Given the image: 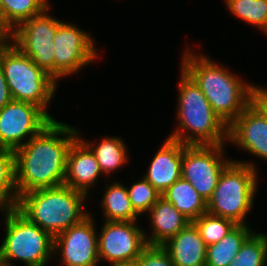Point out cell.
Listing matches in <instances>:
<instances>
[{"mask_svg": "<svg viewBox=\"0 0 267 266\" xmlns=\"http://www.w3.org/2000/svg\"><path fill=\"white\" fill-rule=\"evenodd\" d=\"M78 134L76 128L53 120L14 151L18 199L26 192L64 184L68 152Z\"/></svg>", "mask_w": 267, "mask_h": 266, "instance_id": "cell-1", "label": "cell"}, {"mask_svg": "<svg viewBox=\"0 0 267 266\" xmlns=\"http://www.w3.org/2000/svg\"><path fill=\"white\" fill-rule=\"evenodd\" d=\"M186 51L181 68L199 86L214 112L229 126L251 103L253 84L245 83L204 54L195 55L190 49Z\"/></svg>", "mask_w": 267, "mask_h": 266, "instance_id": "cell-2", "label": "cell"}, {"mask_svg": "<svg viewBox=\"0 0 267 266\" xmlns=\"http://www.w3.org/2000/svg\"><path fill=\"white\" fill-rule=\"evenodd\" d=\"M180 69L176 112L179 128L173 131L169 138L185 145L225 144V141H228V126L214 112L194 80Z\"/></svg>", "mask_w": 267, "mask_h": 266, "instance_id": "cell-3", "label": "cell"}, {"mask_svg": "<svg viewBox=\"0 0 267 266\" xmlns=\"http://www.w3.org/2000/svg\"><path fill=\"white\" fill-rule=\"evenodd\" d=\"M86 194L67 185L22 194L16 208L53 238L89 215L84 212Z\"/></svg>", "mask_w": 267, "mask_h": 266, "instance_id": "cell-4", "label": "cell"}, {"mask_svg": "<svg viewBox=\"0 0 267 266\" xmlns=\"http://www.w3.org/2000/svg\"><path fill=\"white\" fill-rule=\"evenodd\" d=\"M9 41H0V60L13 100L34 104L56 120L47 108L56 92L57 81Z\"/></svg>", "mask_w": 267, "mask_h": 266, "instance_id": "cell-5", "label": "cell"}, {"mask_svg": "<svg viewBox=\"0 0 267 266\" xmlns=\"http://www.w3.org/2000/svg\"><path fill=\"white\" fill-rule=\"evenodd\" d=\"M1 211L6 214V235L0 245V266H14L15 259L26 266H45L54 254V238L16 207Z\"/></svg>", "mask_w": 267, "mask_h": 266, "instance_id": "cell-6", "label": "cell"}, {"mask_svg": "<svg viewBox=\"0 0 267 266\" xmlns=\"http://www.w3.org/2000/svg\"><path fill=\"white\" fill-rule=\"evenodd\" d=\"M257 170L246 161H231L222 171L211 198L207 212L246 224L245 217L253 206L257 189Z\"/></svg>", "mask_w": 267, "mask_h": 266, "instance_id": "cell-7", "label": "cell"}, {"mask_svg": "<svg viewBox=\"0 0 267 266\" xmlns=\"http://www.w3.org/2000/svg\"><path fill=\"white\" fill-rule=\"evenodd\" d=\"M46 8L41 14L20 23L8 34L11 40L26 56L54 78L53 40L59 19L48 15ZM14 41V42H13Z\"/></svg>", "mask_w": 267, "mask_h": 266, "instance_id": "cell-8", "label": "cell"}, {"mask_svg": "<svg viewBox=\"0 0 267 266\" xmlns=\"http://www.w3.org/2000/svg\"><path fill=\"white\" fill-rule=\"evenodd\" d=\"M223 147L224 144L183 147L181 177L190 182L206 202L211 198L222 171L232 161L223 159Z\"/></svg>", "mask_w": 267, "mask_h": 266, "instance_id": "cell-9", "label": "cell"}, {"mask_svg": "<svg viewBox=\"0 0 267 266\" xmlns=\"http://www.w3.org/2000/svg\"><path fill=\"white\" fill-rule=\"evenodd\" d=\"M94 39L75 25L62 22L56 30L54 48V79L78 72L97 59ZM96 58V59H95Z\"/></svg>", "mask_w": 267, "mask_h": 266, "instance_id": "cell-10", "label": "cell"}, {"mask_svg": "<svg viewBox=\"0 0 267 266\" xmlns=\"http://www.w3.org/2000/svg\"><path fill=\"white\" fill-rule=\"evenodd\" d=\"M52 121L40 107L12 100L0 109V148L15 151Z\"/></svg>", "mask_w": 267, "mask_h": 266, "instance_id": "cell-11", "label": "cell"}, {"mask_svg": "<svg viewBox=\"0 0 267 266\" xmlns=\"http://www.w3.org/2000/svg\"><path fill=\"white\" fill-rule=\"evenodd\" d=\"M136 221H105L98 235L99 259L110 263L137 260L147 246Z\"/></svg>", "mask_w": 267, "mask_h": 266, "instance_id": "cell-12", "label": "cell"}, {"mask_svg": "<svg viewBox=\"0 0 267 266\" xmlns=\"http://www.w3.org/2000/svg\"><path fill=\"white\" fill-rule=\"evenodd\" d=\"M53 250L64 266H97L98 233L91 215L55 236Z\"/></svg>", "mask_w": 267, "mask_h": 266, "instance_id": "cell-13", "label": "cell"}, {"mask_svg": "<svg viewBox=\"0 0 267 266\" xmlns=\"http://www.w3.org/2000/svg\"><path fill=\"white\" fill-rule=\"evenodd\" d=\"M228 141L267 161V120L252 103L228 126Z\"/></svg>", "mask_w": 267, "mask_h": 266, "instance_id": "cell-14", "label": "cell"}, {"mask_svg": "<svg viewBox=\"0 0 267 266\" xmlns=\"http://www.w3.org/2000/svg\"><path fill=\"white\" fill-rule=\"evenodd\" d=\"M184 146L180 141L166 138L143 176L161 195L181 178Z\"/></svg>", "mask_w": 267, "mask_h": 266, "instance_id": "cell-15", "label": "cell"}, {"mask_svg": "<svg viewBox=\"0 0 267 266\" xmlns=\"http://www.w3.org/2000/svg\"><path fill=\"white\" fill-rule=\"evenodd\" d=\"M101 173L94 153L78 137L68 152L64 185L87 195Z\"/></svg>", "mask_w": 267, "mask_h": 266, "instance_id": "cell-16", "label": "cell"}, {"mask_svg": "<svg viewBox=\"0 0 267 266\" xmlns=\"http://www.w3.org/2000/svg\"><path fill=\"white\" fill-rule=\"evenodd\" d=\"M161 246L168 252L174 266L206 265L207 245L193 222Z\"/></svg>", "mask_w": 267, "mask_h": 266, "instance_id": "cell-17", "label": "cell"}, {"mask_svg": "<svg viewBox=\"0 0 267 266\" xmlns=\"http://www.w3.org/2000/svg\"><path fill=\"white\" fill-rule=\"evenodd\" d=\"M148 213L153 231L150 238L145 235L147 245H163L191 222L162 196Z\"/></svg>", "mask_w": 267, "mask_h": 266, "instance_id": "cell-18", "label": "cell"}, {"mask_svg": "<svg viewBox=\"0 0 267 266\" xmlns=\"http://www.w3.org/2000/svg\"><path fill=\"white\" fill-rule=\"evenodd\" d=\"M161 196L172 203L191 222L207 212V202L192 184L182 177L167 188Z\"/></svg>", "mask_w": 267, "mask_h": 266, "instance_id": "cell-19", "label": "cell"}, {"mask_svg": "<svg viewBox=\"0 0 267 266\" xmlns=\"http://www.w3.org/2000/svg\"><path fill=\"white\" fill-rule=\"evenodd\" d=\"M247 224H237L219 242L207 246L205 266H228L244 241L254 232Z\"/></svg>", "mask_w": 267, "mask_h": 266, "instance_id": "cell-20", "label": "cell"}, {"mask_svg": "<svg viewBox=\"0 0 267 266\" xmlns=\"http://www.w3.org/2000/svg\"><path fill=\"white\" fill-rule=\"evenodd\" d=\"M49 6L48 0H1L0 26L9 34L20 23L41 14Z\"/></svg>", "mask_w": 267, "mask_h": 266, "instance_id": "cell-21", "label": "cell"}, {"mask_svg": "<svg viewBox=\"0 0 267 266\" xmlns=\"http://www.w3.org/2000/svg\"><path fill=\"white\" fill-rule=\"evenodd\" d=\"M106 188L101 201L106 221H137L139 215L132 207L127 187L115 182Z\"/></svg>", "mask_w": 267, "mask_h": 266, "instance_id": "cell-22", "label": "cell"}, {"mask_svg": "<svg viewBox=\"0 0 267 266\" xmlns=\"http://www.w3.org/2000/svg\"><path fill=\"white\" fill-rule=\"evenodd\" d=\"M94 153L102 174H109L122 168L128 161V152L124 140L119 137L103 138L98 146L82 140ZM94 147V148H93Z\"/></svg>", "mask_w": 267, "mask_h": 266, "instance_id": "cell-23", "label": "cell"}, {"mask_svg": "<svg viewBox=\"0 0 267 266\" xmlns=\"http://www.w3.org/2000/svg\"><path fill=\"white\" fill-rule=\"evenodd\" d=\"M18 193L15 182V153L0 148V210L15 208Z\"/></svg>", "mask_w": 267, "mask_h": 266, "instance_id": "cell-24", "label": "cell"}, {"mask_svg": "<svg viewBox=\"0 0 267 266\" xmlns=\"http://www.w3.org/2000/svg\"><path fill=\"white\" fill-rule=\"evenodd\" d=\"M267 234L253 232L228 266H266Z\"/></svg>", "mask_w": 267, "mask_h": 266, "instance_id": "cell-25", "label": "cell"}, {"mask_svg": "<svg viewBox=\"0 0 267 266\" xmlns=\"http://www.w3.org/2000/svg\"><path fill=\"white\" fill-rule=\"evenodd\" d=\"M226 7L239 19L263 30L267 28V0H225Z\"/></svg>", "mask_w": 267, "mask_h": 266, "instance_id": "cell-26", "label": "cell"}, {"mask_svg": "<svg viewBox=\"0 0 267 266\" xmlns=\"http://www.w3.org/2000/svg\"><path fill=\"white\" fill-rule=\"evenodd\" d=\"M206 245L219 242L237 224L228 218L203 213L193 221Z\"/></svg>", "mask_w": 267, "mask_h": 266, "instance_id": "cell-27", "label": "cell"}, {"mask_svg": "<svg viewBox=\"0 0 267 266\" xmlns=\"http://www.w3.org/2000/svg\"><path fill=\"white\" fill-rule=\"evenodd\" d=\"M133 209L138 215L149 212L161 194L142 176V179L127 187Z\"/></svg>", "mask_w": 267, "mask_h": 266, "instance_id": "cell-28", "label": "cell"}, {"mask_svg": "<svg viewBox=\"0 0 267 266\" xmlns=\"http://www.w3.org/2000/svg\"><path fill=\"white\" fill-rule=\"evenodd\" d=\"M136 261L138 266H174L168 252L161 245H147Z\"/></svg>", "mask_w": 267, "mask_h": 266, "instance_id": "cell-29", "label": "cell"}, {"mask_svg": "<svg viewBox=\"0 0 267 266\" xmlns=\"http://www.w3.org/2000/svg\"><path fill=\"white\" fill-rule=\"evenodd\" d=\"M251 103L263 114L267 120V89L253 85Z\"/></svg>", "mask_w": 267, "mask_h": 266, "instance_id": "cell-30", "label": "cell"}, {"mask_svg": "<svg viewBox=\"0 0 267 266\" xmlns=\"http://www.w3.org/2000/svg\"><path fill=\"white\" fill-rule=\"evenodd\" d=\"M13 100L7 81L3 73V65L0 60V109Z\"/></svg>", "mask_w": 267, "mask_h": 266, "instance_id": "cell-31", "label": "cell"}, {"mask_svg": "<svg viewBox=\"0 0 267 266\" xmlns=\"http://www.w3.org/2000/svg\"><path fill=\"white\" fill-rule=\"evenodd\" d=\"M110 266H138V263L136 260L129 261V262H114V263H111Z\"/></svg>", "mask_w": 267, "mask_h": 266, "instance_id": "cell-32", "label": "cell"}, {"mask_svg": "<svg viewBox=\"0 0 267 266\" xmlns=\"http://www.w3.org/2000/svg\"><path fill=\"white\" fill-rule=\"evenodd\" d=\"M8 39V34L0 26V41Z\"/></svg>", "mask_w": 267, "mask_h": 266, "instance_id": "cell-33", "label": "cell"}]
</instances>
